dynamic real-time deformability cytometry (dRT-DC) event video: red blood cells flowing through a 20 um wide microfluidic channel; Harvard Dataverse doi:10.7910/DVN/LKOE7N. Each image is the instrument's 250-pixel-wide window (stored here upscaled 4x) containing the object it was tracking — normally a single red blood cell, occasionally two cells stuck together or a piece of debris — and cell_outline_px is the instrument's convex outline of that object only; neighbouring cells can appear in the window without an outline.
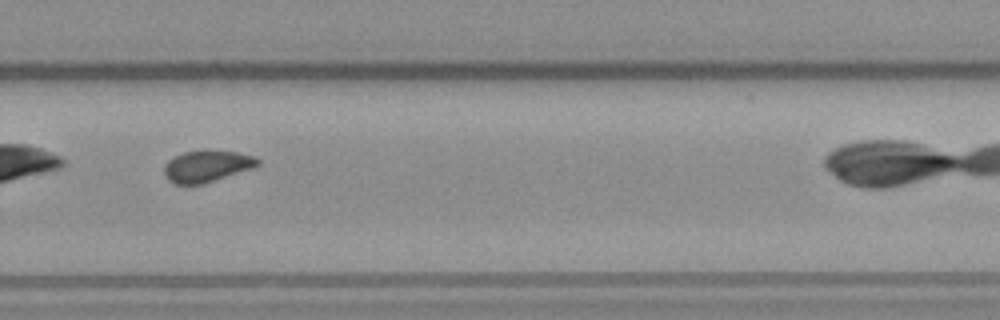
{"species": "common noctule bat (a hibernating species)", "species_latin": "Nyctalus noctula", "temperature_condition": "warm", "stored_images_in_passage": 31, "camera_frame_rate_fps": 3000, "um_per_image_px": 0.085, "animal": {"sex": "male", "body_mass_g": 23.1, "forearm_length_mm": 52.7}, "frame": {"image": 1, "passage_image": 18, "time_ms": 5.667, "image_size_px": [1000, 320], "cell_outline_px": [[260, 164], [252, 168], [204, 184], [176, 184], [168, 180], [164, 172], [164, 164], [168, 160], [184, 152], [204, 148], [240, 152], [256, 156], [260, 160]], "centroid_in_image_um": [17.61, 14.09], "position_along_channel_um": 312.2, "area_um2": 17.69}}